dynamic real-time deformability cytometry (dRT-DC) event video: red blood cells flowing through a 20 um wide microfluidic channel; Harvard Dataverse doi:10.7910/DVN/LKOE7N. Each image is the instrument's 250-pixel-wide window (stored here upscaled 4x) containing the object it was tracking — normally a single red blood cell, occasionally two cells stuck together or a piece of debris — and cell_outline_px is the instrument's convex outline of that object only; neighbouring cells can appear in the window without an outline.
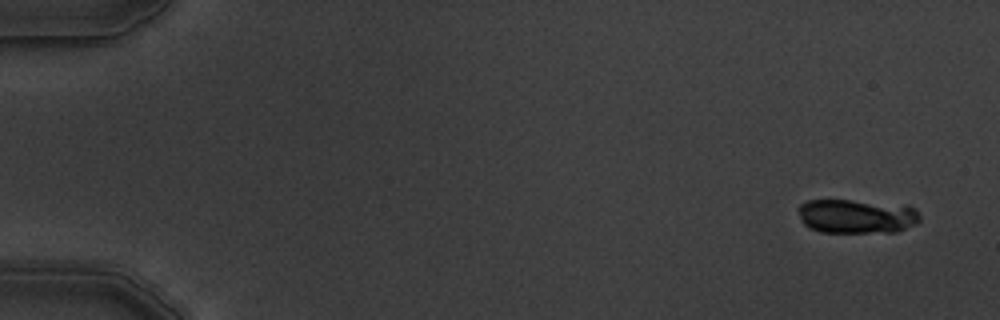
{"species": "common noctule bat (a hibernating species)", "species_latin": "Nyctalus noctula", "temperature_condition": "warm", "stored_images_in_passage": 8, "camera_frame_rate_fps": 3000, "um_per_image_px": 0.085, "animal": {"sex": "male", "body_mass_g": 19.5, "forearm_length_mm": 54.6}, "frame": {"image": 1, "passage_image": 1, "time_ms": 0.0, "image_size_px": [1000, 320], "cell_outline_px": [[920, 220], [916, 224], [896, 232], [820, 232], [808, 228], [800, 220], [800, 204], [808, 200], [852, 200], [908, 204], [916, 208], [920, 216]], "centroid_in_image_um": [72.87, 18.37], "position_along_channel_um": 12.1, "area_um2": 24.62}}